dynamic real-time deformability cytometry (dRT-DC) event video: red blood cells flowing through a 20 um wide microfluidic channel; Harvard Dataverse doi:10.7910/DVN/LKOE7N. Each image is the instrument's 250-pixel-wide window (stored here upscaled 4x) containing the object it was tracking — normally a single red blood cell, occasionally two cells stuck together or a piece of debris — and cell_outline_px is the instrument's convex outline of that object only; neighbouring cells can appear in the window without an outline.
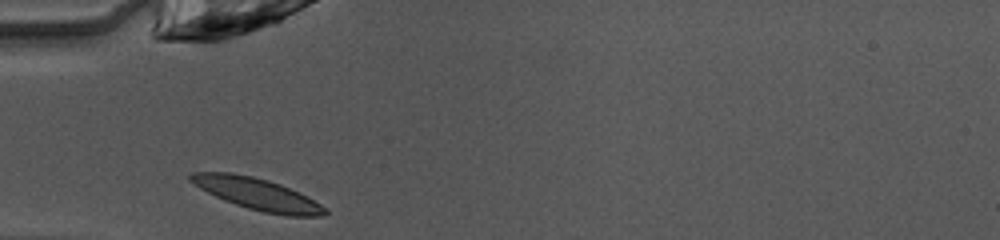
{"species": "common noctule bat (a hibernating species)", "species_latin": "Nyctalus noctula", "temperature_condition": "warm", "stored_images_in_passage": 27, "camera_frame_rate_fps": 3000, "um_per_image_px": 0.085, "animal": {"sex": "female", "body_mass_g": 10.0, "forearm_length_mm": 53.1}, "frame": {"image": 1, "passage_image": 1, "time_ms": 0.0, "image_size_px": [1000, 240], "cell_outline_px": [[328, 212], [324, 216], [288, 216], [264, 212], [248, 208], [224, 200], [200, 188], [188, 180], [188, 176], [192, 172], [232, 172], [252, 176], [268, 180], [280, 184], [320, 204]], "centroid_in_image_um": [21.82, 16.48], "position_along_channel_um": 63.2, "area_um2": 24.39}}
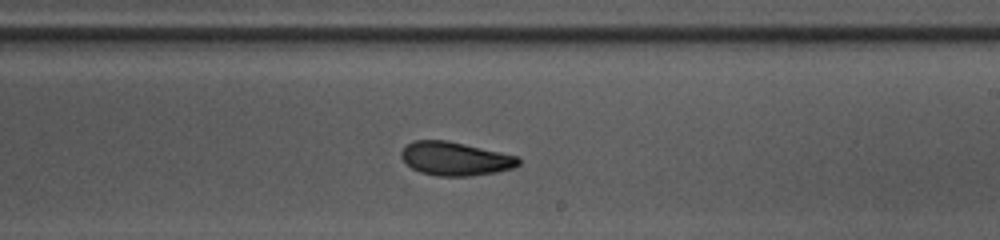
{"frame": {"image": 2, "passage_image": 15, "time_ms": 4.667, "image_size_px": [1000, 240], "cell_outline_px": [[520, 164], [512, 168], [496, 172], [468, 176], [436, 176], [420, 172], [412, 168], [400, 156], [400, 152], [412, 140], [448, 140], [520, 156]], "centroid_in_image_um": [38.71, 13.48], "position_along_channel_um": 250.3, "area_um2": 23.06}}
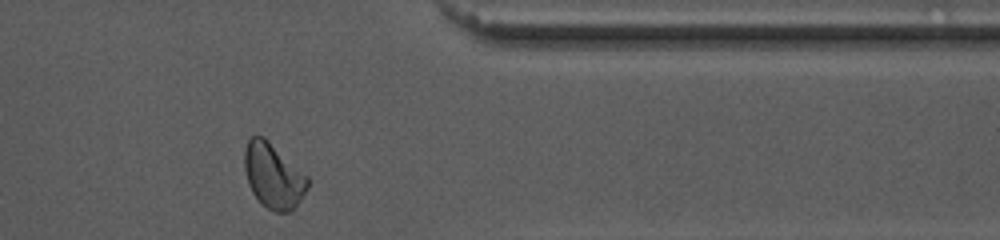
{"frame": {"image": 3, "passage_image": 26, "time_ms": 8.333, "image_size_px": [1000, 240], "cell_outline_px": [[308, 188], [292, 212], [276, 212], [268, 208], [252, 192], [248, 184], [244, 168], [244, 152], [248, 140], [252, 136], [264, 136], [308, 176]], "centroid_in_image_um": [23.24, 14.94], "position_along_channel_um": 388.2, "area_um2": 23.81}, "authors_computed_cell_mechanics": {"area_um2": 23.0622, "velocity_mm_per_s": 4.046, "shape_relaxation_time_tau1_ms": 2.3541, "shape_relaxation_time_tau2_ms": 1.7054, "deformation_change_tau1": 0.111, "deformation_change_tau2": 0.0756}}